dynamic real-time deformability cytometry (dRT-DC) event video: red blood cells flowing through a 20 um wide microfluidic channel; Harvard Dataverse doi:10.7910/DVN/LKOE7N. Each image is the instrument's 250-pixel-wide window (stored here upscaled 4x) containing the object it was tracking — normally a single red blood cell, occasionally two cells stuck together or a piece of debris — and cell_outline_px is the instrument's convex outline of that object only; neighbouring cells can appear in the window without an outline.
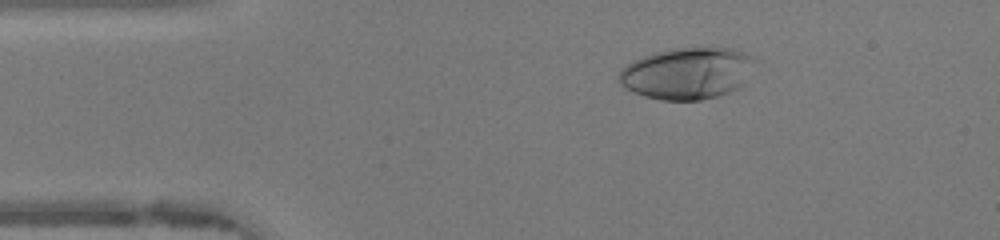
{"species": "human", "species_latin": "Homo sapiens", "temperature_condition": "warm", "stored_images_in_passage": 46, "camera_frame_rate_fps": 3000, "um_per_image_px": 0.085, "donor": {"sex": "female"}, "frame": {"image": 1, "passage_image": 7, "time_ms": 2.0, "image_size_px": [1000, 240], "cell_outline_px": [[756, 60], [740, 84], [736, 88], [728, 92], [716, 96], [700, 100], [660, 100], [644, 96], [632, 92], [624, 88], [616, 80], [616, 76], [620, 68], [632, 60], [652, 52], [672, 48], [728, 48], [744, 52], [756, 56]], "centroid_in_image_um": [58.31, 6.22], "position_along_channel_um": 26.7, "area_um2": 41.1}}
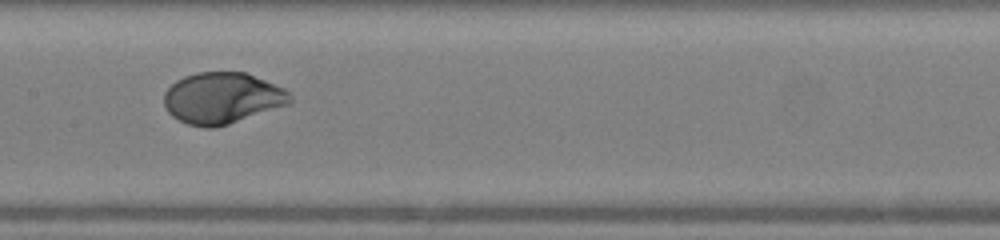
{"frame": {"image": 2, "passage_image": 22, "time_ms": 7.0, "image_size_px": [1000, 240], "cell_outline_px": [[292, 100], [288, 104], [216, 128], [204, 128], [188, 124], [172, 116], [164, 108], [164, 92], [176, 80], [184, 76], [196, 72], [244, 72], [284, 88], [292, 96]], "centroid_in_image_um": [18.85, 8.34], "position_along_channel_um": 188.6, "area_um2": 37.51}}
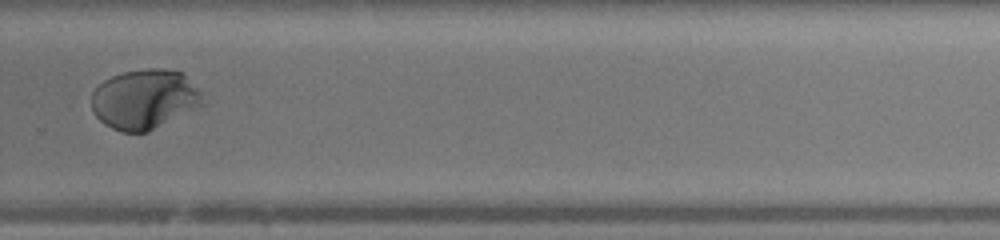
{"frame": {"image": 3, "passage_image": 31, "time_ms": 10.0, "image_size_px": [1000, 240], "cell_outline_px": [[204, 104], [148, 132], [120, 132], [104, 124], [92, 112], [92, 92], [104, 80], [112, 76], [124, 72], [144, 68], [164, 68], [180, 72], [200, 92]], "centroid_in_image_um": [12.24, 8.44], "position_along_channel_um": 317.6, "area_um2": 38.38}, "authors_computed_cell_mechanics": {"area_um2": 38.4081, "velocity_mm_per_s": 4.3204, "shape_relaxation_time_tau1_ms": 3.4781, "shape_relaxation_time_tau2_ms": null, "deformation_change_tau1": 0.2429, "deformation_change_tau2": null}}